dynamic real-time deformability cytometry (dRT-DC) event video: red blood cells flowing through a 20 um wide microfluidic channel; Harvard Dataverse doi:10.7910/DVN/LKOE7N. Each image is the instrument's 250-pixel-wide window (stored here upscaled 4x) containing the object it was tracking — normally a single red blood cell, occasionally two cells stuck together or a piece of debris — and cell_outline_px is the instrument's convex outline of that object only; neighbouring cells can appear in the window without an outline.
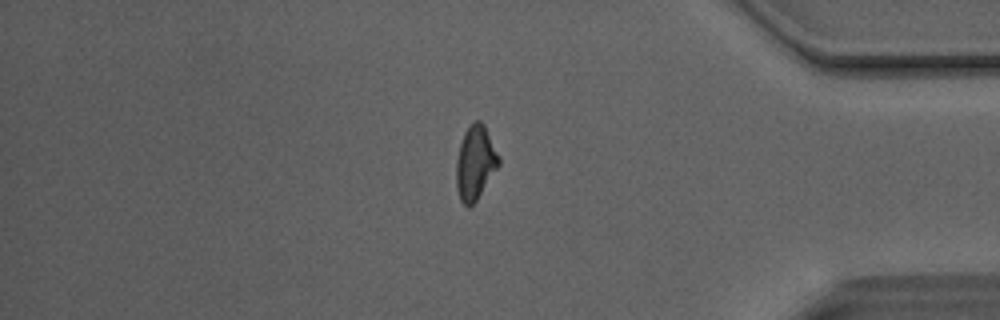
{"species": "Egyptian fruit bat (a non-hibernating species)", "species_latin": "Rousettus aegyptiacus", "temperature_condition": "room temperature", "stored_images_in_passage": 36, "camera_frame_rate_fps": 3000, "um_per_image_px": 0.085, "animal": {"sex": "male"}, "frame": {"image": 1, "passage_image": 28, "time_ms": 9.0, "image_size_px": [1000, 320], "cell_outline_px": [[500, 164], [476, 200], [468, 208], [460, 200], [456, 184], [456, 160], [460, 144], [464, 132], [476, 120], [480, 120], [484, 124], [500, 156]], "centroid_in_image_um": [40.4, 13.82], "position_along_channel_um": 394.8, "area_um2": 18.21}}
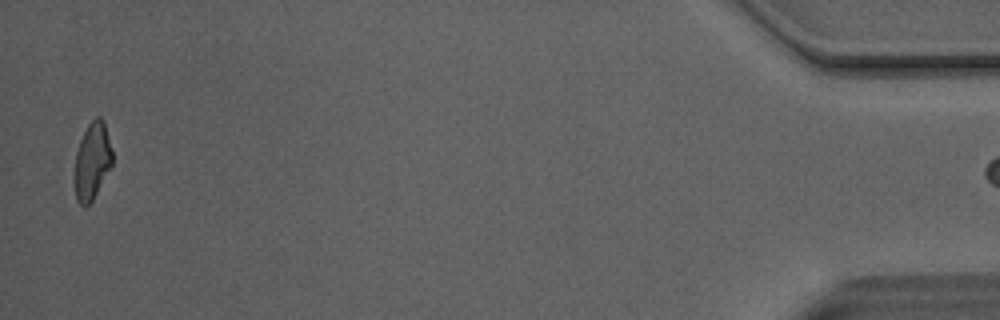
{"frame": {"image": 2, "passage_image": 35, "time_ms": 11.333, "image_size_px": [1000, 320], "cell_outline_px": [[112, 164], [92, 200], [84, 208], [76, 200], [72, 180], [72, 176], [76, 152], [80, 140], [88, 124], [96, 116], [100, 116], [104, 120], [112, 152]], "centroid_in_image_um": [7.78, 13.71], "position_along_channel_um": 427.4, "area_um2": 17.22}}